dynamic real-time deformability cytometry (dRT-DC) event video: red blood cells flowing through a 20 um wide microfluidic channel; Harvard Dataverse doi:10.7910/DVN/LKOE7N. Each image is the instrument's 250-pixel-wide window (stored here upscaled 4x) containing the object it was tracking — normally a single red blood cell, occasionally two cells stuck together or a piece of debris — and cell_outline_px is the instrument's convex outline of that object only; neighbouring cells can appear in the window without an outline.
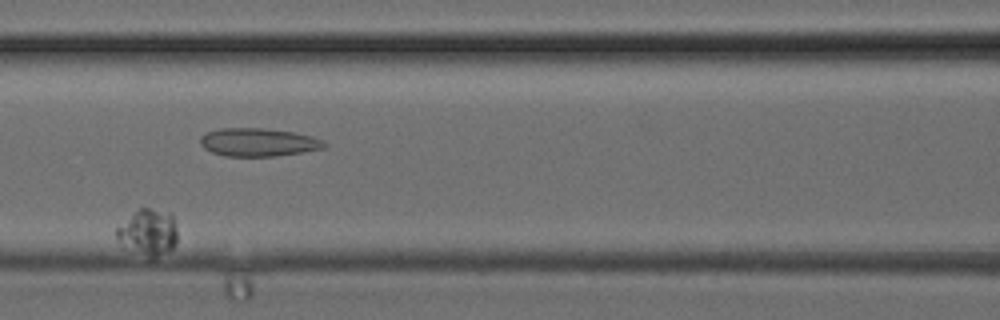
{"species": "common noctule bat (a hibernating species)", "species_latin": "Nyctalus noctula", "temperature_condition": "cold", "stored_images_in_passage": 7, "camera_frame_rate_fps": 3000, "um_per_image_px": 0.085, "animal": {"sex": "female", "body_mass_g": 24.6, "forearm_length_mm": 56.2}, "frame": {"image": 1, "passage_image": 5, "time_ms": 1.333, "image_size_px": [1000, 320], "cell_outline_px": [[176, 244], [172, 248], [152, 256], [120, 240], [116, 236], [116, 228], [140, 208], [148, 208], [172, 212], [176, 228]], "centroid_in_image_um": [12.67, 19.63], "position_along_channel_um": 153.9, "area_um2": 15.14}}
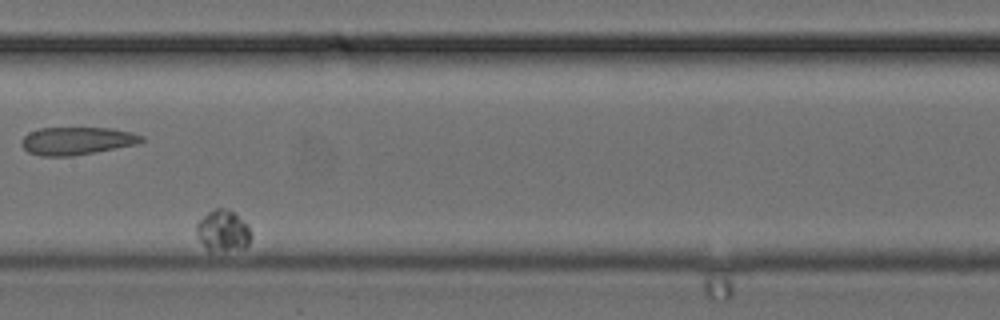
{"frame": {"image": 2, "passage_image": 6, "time_ms": 1.667, "image_size_px": [1000, 320], "cell_outline_px": [[252, 236], [248, 244], [244, 248], [212, 252], [208, 252], [196, 236], [196, 224], [208, 212], [216, 208], [228, 208], [248, 224], [252, 232]], "centroid_in_image_um": [18.95, 19.63], "position_along_channel_um": 188.4, "area_um2": 13.41}}
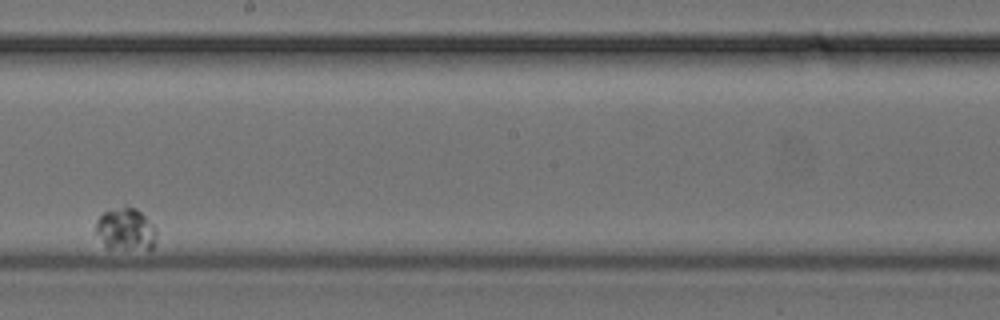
{"frame": {"image": 3, "passage_image": 7, "time_ms": 2.0, "image_size_px": [1000, 320], "cell_outline_px": [[156, 236], [152, 248], [108, 248], [104, 244], [96, 232], [96, 220], [104, 212], [120, 208], [136, 208], [156, 228]], "centroid_in_image_um": [10.68, 19.49], "position_along_channel_um": 237.5, "area_um2": 14.39}}